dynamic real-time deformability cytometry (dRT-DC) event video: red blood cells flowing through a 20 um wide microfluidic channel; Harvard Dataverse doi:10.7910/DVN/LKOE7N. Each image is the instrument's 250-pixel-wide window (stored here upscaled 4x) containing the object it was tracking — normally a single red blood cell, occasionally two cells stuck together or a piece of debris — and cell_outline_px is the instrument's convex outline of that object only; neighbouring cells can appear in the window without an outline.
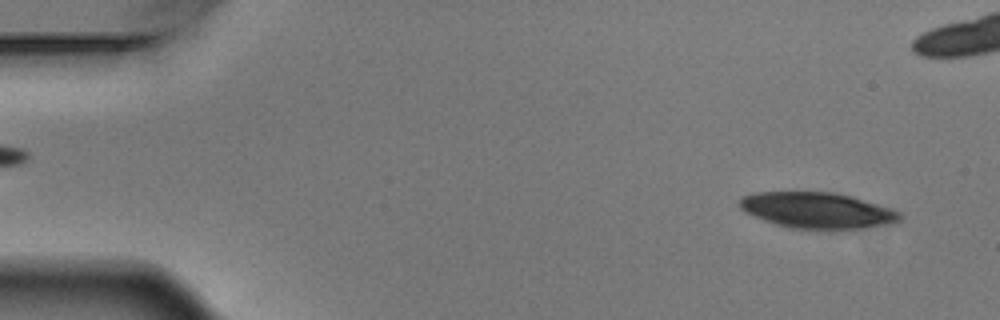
{"species": "Egyptian fruit bat (a non-hibernating species)", "species_latin": "Rousettus aegyptiacus", "temperature_condition": "warm", "stored_images_in_passage": 4, "camera_frame_rate_fps": 3000, "um_per_image_px": 0.085, "animal": {"sex": "male"}, "frame": {"image": 1, "passage_image": 1, "time_ms": 0.0, "image_size_px": [1000, 320], "cell_outline_px": [[904, 216], [900, 224], [860, 228], [788, 228], [764, 220], [744, 212], [740, 208], [740, 200], [744, 196], [756, 192], [832, 192], [852, 196], [892, 208], [900, 212]], "centroid_in_image_um": [69.56, 17.88], "position_along_channel_um": 15.4, "area_um2": 33.7}}